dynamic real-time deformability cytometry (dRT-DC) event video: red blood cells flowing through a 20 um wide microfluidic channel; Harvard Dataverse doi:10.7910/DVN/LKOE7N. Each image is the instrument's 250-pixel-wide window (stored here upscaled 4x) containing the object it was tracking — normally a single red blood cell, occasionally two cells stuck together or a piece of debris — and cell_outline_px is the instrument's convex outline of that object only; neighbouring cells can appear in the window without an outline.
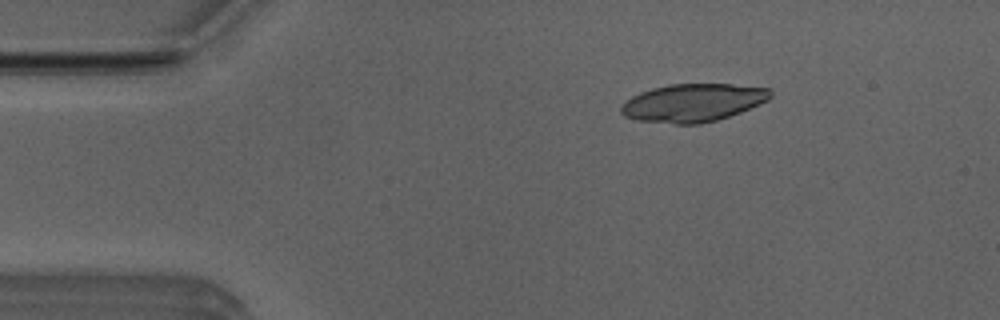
{"species": "Egyptian fruit bat (a non-hibernating species)", "species_latin": "Rousettus aegyptiacus", "temperature_condition": "room temperature", "stored_images_in_passage": 48, "camera_frame_rate_fps": 3000, "um_per_image_px": 0.085, "animal": {"sex": "male"}, "frame": {"image": 1, "passage_image": 5, "time_ms": 1.333, "image_size_px": [1000, 320], "cell_outline_px": [[772, 96], [768, 100], [740, 112], [716, 120], [700, 124], [676, 124], [636, 120], [624, 116], [620, 112], [620, 108], [632, 96], [640, 92], [652, 88], [668, 84], [732, 84], [772, 88]], "centroid_in_image_um": [58.91, 8.72], "position_along_channel_um": 26.1, "area_um2": 33.06}}